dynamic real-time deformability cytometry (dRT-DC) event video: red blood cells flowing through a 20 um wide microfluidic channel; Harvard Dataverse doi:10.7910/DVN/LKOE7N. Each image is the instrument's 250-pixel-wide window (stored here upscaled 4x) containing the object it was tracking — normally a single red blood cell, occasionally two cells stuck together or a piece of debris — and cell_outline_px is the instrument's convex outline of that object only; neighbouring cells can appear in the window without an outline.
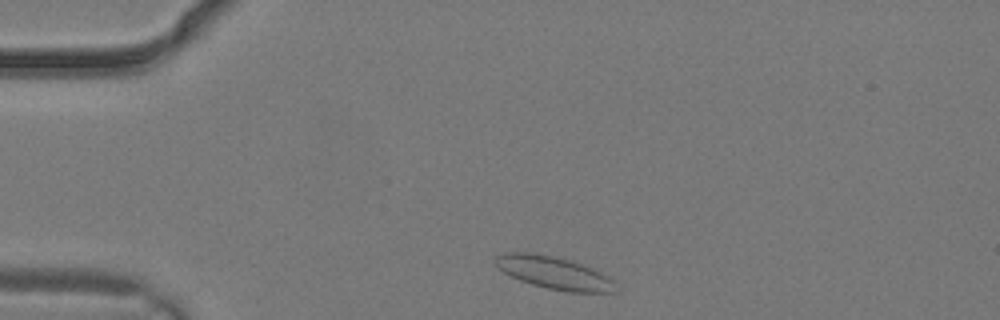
{"species": "common noctule bat (a hibernating species)", "species_latin": "Nyctalus noctula", "temperature_condition": "warm", "stored_images_in_passage": 1, "camera_frame_rate_fps": 3000, "um_per_image_px": 0.085, "animal": {"sex": "male", "body_mass_g": 19.2, "forearm_length_mm": 51.8}, "frame": {"image": 1, "passage_image": 1, "time_ms": 0.0, "image_size_px": [1000, 320], "cell_outline_px": [[612, 292], [568, 292], [548, 288], [532, 284], [520, 280], [504, 272], [492, 260], [496, 256], [504, 252], [532, 252], [572, 260], [584, 264], [608, 276], [612, 280]], "centroid_in_image_um": [47.03, 23.16], "position_along_channel_um": 38.0, "area_um2": 22.54}}